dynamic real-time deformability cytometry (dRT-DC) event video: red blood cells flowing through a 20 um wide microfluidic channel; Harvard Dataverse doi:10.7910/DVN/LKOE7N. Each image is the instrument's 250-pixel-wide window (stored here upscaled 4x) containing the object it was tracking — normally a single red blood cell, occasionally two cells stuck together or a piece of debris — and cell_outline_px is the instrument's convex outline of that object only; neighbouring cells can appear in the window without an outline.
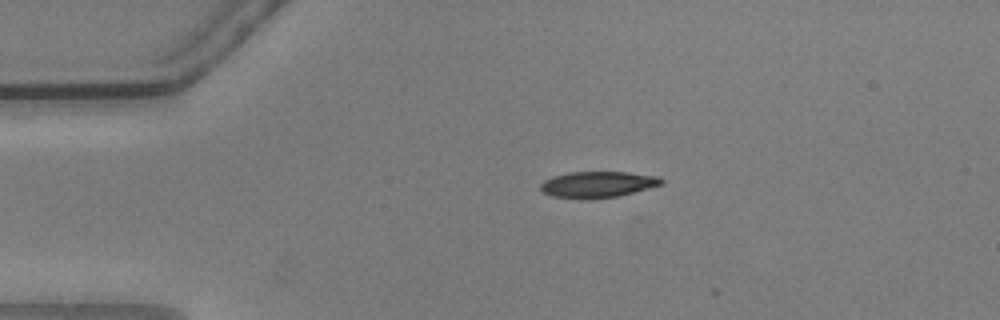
{"species": "common noctule bat (a hibernating species)", "species_latin": "Nyctalus noctula", "temperature_condition": "warm", "stored_images_in_passage": 6, "camera_frame_rate_fps": 3000, "um_per_image_px": 0.085, "animal": {"sex": "male", "body_mass_g": 20.5, "forearm_length_mm": 52.5}, "frame": {"image": 1, "passage_image": 2, "time_ms": 0.333, "image_size_px": [1000, 320], "cell_outline_px": [[664, 184], [616, 196], [588, 200], [552, 196], [544, 192], [540, 188], [540, 184], [544, 180], [552, 176], [568, 172], [628, 172], [660, 176], [664, 180]], "centroid_in_image_um": [50.8, 15.67], "position_along_channel_um": 34.2, "area_um2": 18.55}}